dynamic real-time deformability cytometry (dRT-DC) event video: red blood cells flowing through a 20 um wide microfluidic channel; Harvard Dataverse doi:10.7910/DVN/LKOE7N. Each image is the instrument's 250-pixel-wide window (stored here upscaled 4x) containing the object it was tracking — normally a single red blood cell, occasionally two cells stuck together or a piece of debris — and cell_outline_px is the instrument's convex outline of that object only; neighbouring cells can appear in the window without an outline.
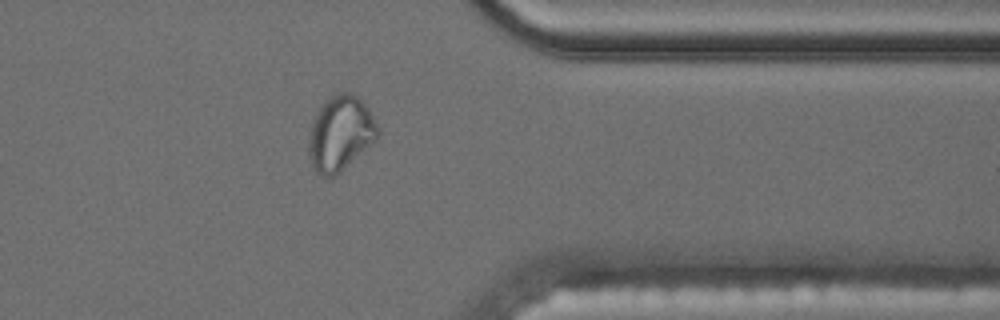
{"species": "common noctule bat (a hibernating species)", "species_latin": "Nyctalus noctula", "temperature_condition": "cold", "stored_images_in_passage": 43, "camera_frame_rate_fps": 3000, "um_per_image_px": 0.085, "animal": {"sex": "male", "body_mass_g": 17.5, "forearm_length_mm": 52.3}, "frame": {"image": 1, "passage_image": 37, "time_ms": 12.0, "image_size_px": [1000, 320], "cell_outline_px": [[380, 132], [376, 140], [340, 172], [332, 176], [324, 176], [316, 172], [312, 164], [308, 152], [308, 144], [312, 124], [316, 112], [324, 100], [340, 92], [348, 92], [356, 96], [368, 108]], "centroid_in_image_um": [28.92, 11.33], "position_along_channel_um": 382.5, "area_um2": 29.71}}